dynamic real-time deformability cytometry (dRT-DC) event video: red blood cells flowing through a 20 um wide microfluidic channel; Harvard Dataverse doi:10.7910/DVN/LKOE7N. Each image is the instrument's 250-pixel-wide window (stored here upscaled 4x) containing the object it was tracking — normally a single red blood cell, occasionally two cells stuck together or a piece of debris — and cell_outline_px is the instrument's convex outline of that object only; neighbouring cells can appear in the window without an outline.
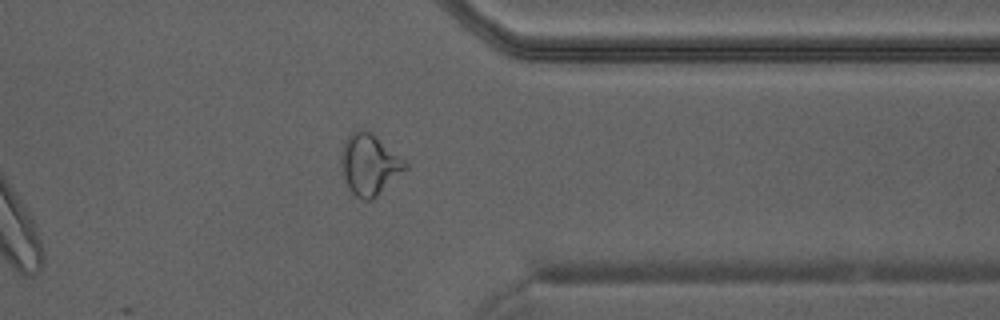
{"species": "Egyptian fruit bat (a non-hibernating species)", "species_latin": "Rousettus aegyptiacus", "temperature_condition": "warm", "stored_images_in_passage": 23, "camera_frame_rate_fps": 3000, "um_per_image_px": 0.085, "animal": {"sex": "male"}, "frame": {"image": 1, "passage_image": 20, "time_ms": 6.333, "image_size_px": [1000, 320], "cell_outline_px": [[408, 168], [372, 200], [364, 200], [356, 196], [348, 188], [344, 176], [340, 160], [340, 152], [348, 136], [352, 132], [364, 128], [372, 132], [404, 160], [408, 164]], "centroid_in_image_um": [31.39, 13.97], "position_along_channel_um": 380.0, "area_um2": 22.66}}